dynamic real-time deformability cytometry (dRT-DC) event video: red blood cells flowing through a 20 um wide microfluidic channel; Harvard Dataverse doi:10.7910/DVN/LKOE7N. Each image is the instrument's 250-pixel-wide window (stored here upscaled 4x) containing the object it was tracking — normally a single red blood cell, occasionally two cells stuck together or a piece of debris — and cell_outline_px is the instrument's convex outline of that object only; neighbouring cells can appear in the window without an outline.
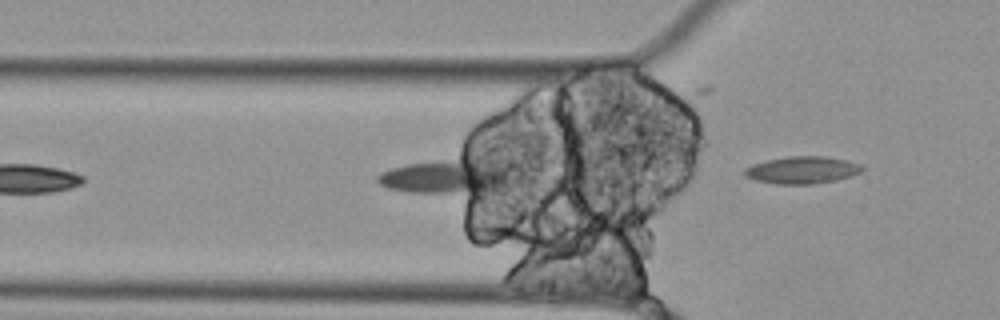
{"species": "Egyptian fruit bat (a non-hibernating species)", "species_latin": "Rousettus aegyptiacus", "temperature_condition": "cold", "stored_images_in_passage": 6, "camera_frame_rate_fps": 3000, "um_per_image_px": 0.085, "animal": {"sex": "female"}, "frame": {"image": 1, "passage_image": 6, "time_ms": 1.667, "image_size_px": [1000, 320], "cell_outline_px": [[864, 168], [860, 172], [836, 180], [812, 184], [776, 184], [756, 180], [744, 176], [744, 168], [752, 164], [768, 160], [788, 156], [824, 156], [844, 160], [860, 164]], "centroid_in_image_um": [68.14, 14.45], "position_along_channel_um": 57.7, "area_um2": 18.5}}